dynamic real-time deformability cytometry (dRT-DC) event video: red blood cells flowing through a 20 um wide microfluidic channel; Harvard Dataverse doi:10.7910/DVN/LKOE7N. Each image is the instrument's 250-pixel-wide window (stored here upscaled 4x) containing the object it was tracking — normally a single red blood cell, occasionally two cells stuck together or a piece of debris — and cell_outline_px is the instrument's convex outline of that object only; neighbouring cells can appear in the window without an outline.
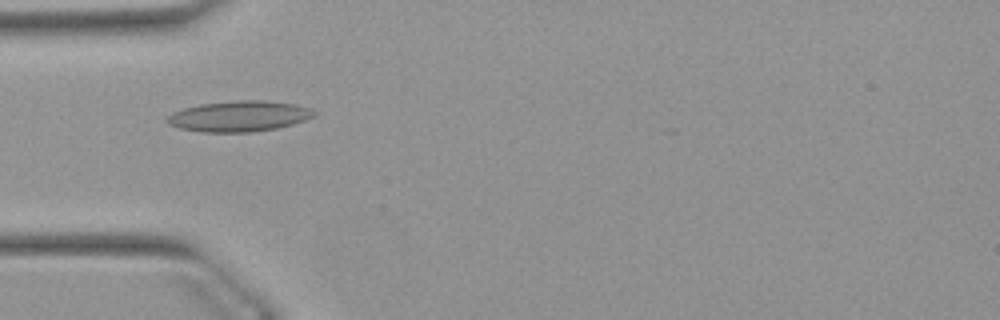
{"species": "Egyptian fruit bat (a non-hibernating species)", "species_latin": "Rousettus aegyptiacus", "temperature_condition": "warm", "stored_images_in_passage": 38, "camera_frame_rate_fps": 3000, "um_per_image_px": 0.085, "animal": {"sex": "female"}, "frame": {"image": 1, "passage_image": 5, "time_ms": 1.333, "image_size_px": [1000, 320], "cell_outline_px": [[316, 116], [292, 124], [276, 128], [252, 132], [204, 132], [180, 128], [168, 124], [164, 120], [172, 112], [184, 108], [200, 104], [236, 100], [268, 100], [296, 104], [312, 108], [316, 112]], "centroid_in_image_um": [20.34, 9.87], "position_along_channel_um": 64.7, "area_um2": 26.47}}
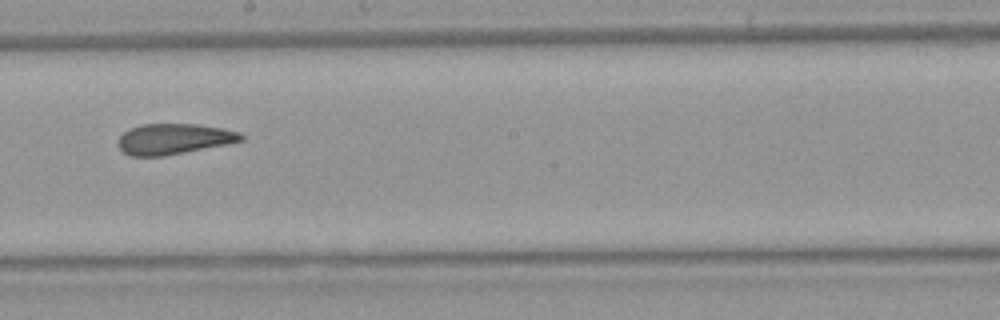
{"frame": {"image": 2, "passage_image": 18, "time_ms": 5.667, "image_size_px": [1000, 320], "cell_outline_px": [[244, 140], [164, 156], [132, 156], [124, 152], [120, 148], [120, 136], [124, 132], [140, 124], [196, 124], [224, 128], [240, 132], [244, 136]], "centroid_in_image_um": [14.8, 11.8], "position_along_channel_um": 233.4, "area_um2": 21.62}}
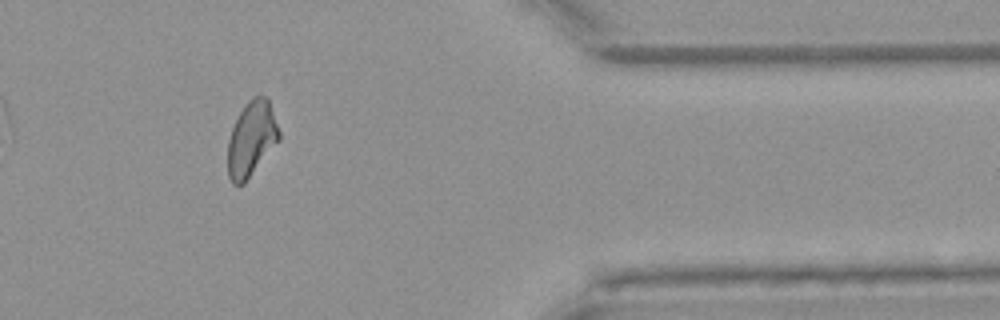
{"frame": {"image": 3, "passage_image": 32, "time_ms": 10.333, "image_size_px": [1000, 320], "cell_outline_px": [[280, 140], [244, 184], [232, 184], [228, 176], [228, 140], [232, 128], [244, 104], [252, 96], [268, 96], [280, 132]], "centroid_in_image_um": [21.39, 11.79], "position_along_channel_um": 390.0, "area_um2": 22.6}, "authors_computed_cell_mechanics": {"area_um2": 22.7443, "velocity_mm_per_s": 3.9034, "shape_relaxation_time_tau1_ms": null, "shape_relaxation_time_tau2_ms": 2.3488, "deformation_change_tau1": null, "deformation_change_tau2": 0.0975}}